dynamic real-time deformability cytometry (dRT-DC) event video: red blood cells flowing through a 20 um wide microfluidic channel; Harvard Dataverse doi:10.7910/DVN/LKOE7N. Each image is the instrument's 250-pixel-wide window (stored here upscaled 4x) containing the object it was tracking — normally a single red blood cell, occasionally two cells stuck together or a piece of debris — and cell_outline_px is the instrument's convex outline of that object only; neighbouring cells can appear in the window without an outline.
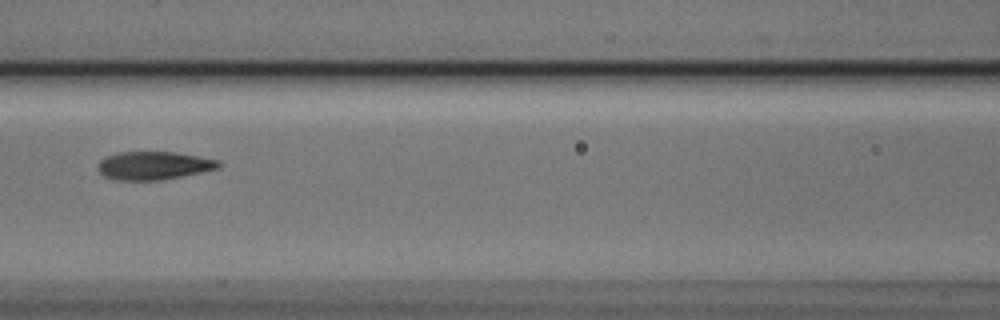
{"species": "Egyptian fruit bat (a non-hibernating species)", "species_latin": "Rousettus aegyptiacus", "temperature_condition": "cold", "stored_images_in_passage": 9, "camera_frame_rate_fps": 3000, "um_per_image_px": 0.085, "animal": {"sex": "male"}, "frame": {"image": 1, "passage_image": 7, "time_ms": 2.0, "image_size_px": [1000, 320], "cell_outline_px": [[224, 164], [220, 168], [160, 180], [116, 180], [104, 176], [100, 172], [100, 160], [104, 156], [120, 152], [172, 152], [220, 160]], "centroid_in_image_um": [13.09, 14.07], "position_along_channel_um": 153.5, "area_um2": 19.65}}
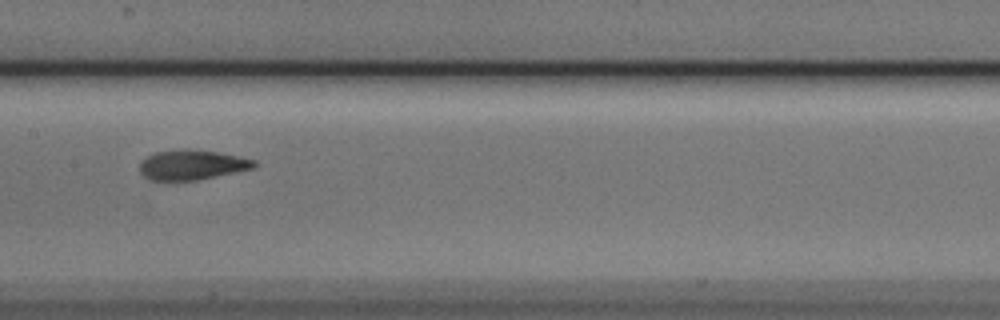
{"frame": {"image": 2, "passage_image": 8, "time_ms": 2.333, "image_size_px": [1000, 320], "cell_outline_px": [[256, 164], [252, 168], [196, 180], [148, 180], [140, 172], [140, 164], [148, 156], [156, 152], [184, 148], [188, 148], [216, 152], [256, 160]], "centroid_in_image_um": [16.28, 14.0], "position_along_channel_um": 191.1, "area_um2": 19.59}}
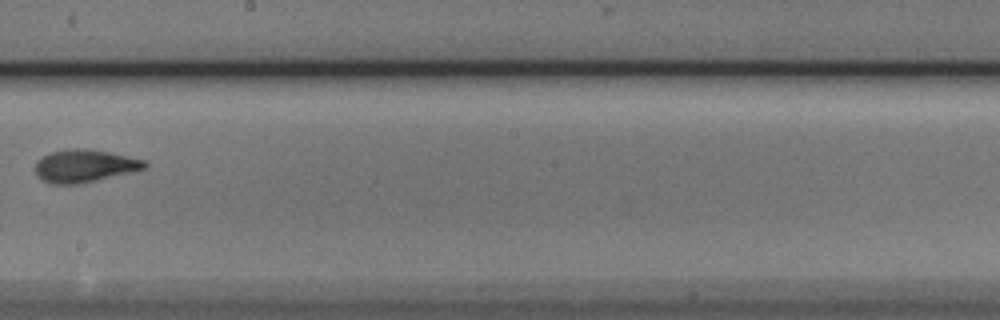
{"frame": {"image": 3, "passage_image": 9, "time_ms": 2.667, "image_size_px": [1000, 320], "cell_outline_px": [[148, 164], [144, 168], [96, 180], [76, 184], [52, 184], [40, 180], [36, 176], [36, 160], [52, 152], [72, 148], [84, 148], [108, 152], [128, 156], [144, 160]], "centroid_in_image_um": [7.12, 14.1], "position_along_channel_um": 241.1, "area_um2": 20.52}}